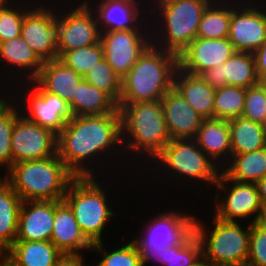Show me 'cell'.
<instances>
[{"label": "cell", "mask_w": 266, "mask_h": 266, "mask_svg": "<svg viewBox=\"0 0 266 266\" xmlns=\"http://www.w3.org/2000/svg\"><path fill=\"white\" fill-rule=\"evenodd\" d=\"M57 155L76 177H108L110 168H113L111 177H118L125 168L124 175L129 179L136 171L128 165L123 150L119 109L103 115L74 116L57 135Z\"/></svg>", "instance_id": "obj_1"}, {"label": "cell", "mask_w": 266, "mask_h": 266, "mask_svg": "<svg viewBox=\"0 0 266 266\" xmlns=\"http://www.w3.org/2000/svg\"><path fill=\"white\" fill-rule=\"evenodd\" d=\"M145 172L150 173L149 177L152 178L151 180L154 181V183H156L155 178H157L159 181L158 183H164V186L161 185V187H168L170 180V186L173 184L172 186L176 188L178 185H180L177 187V190H179V187H181L180 190L184 188L185 190L182 189V192L188 191L190 188V190L194 189V194L195 188L197 187L198 189L199 186V192H202L203 195L204 192L202 190L205 187V195L206 193L208 195L209 193L207 189H213L218 180L221 169L199 148L194 139H171L170 142L163 148V150L152 161H150V163L144 167L140 173H138L137 177L141 176L139 181L141 185H143L142 183H144L145 180L147 181L145 177L146 175L148 176V173L146 174ZM153 172L155 174H153ZM161 174L163 175L164 179H162ZM142 177H144L143 180ZM164 180L165 182H163ZM174 182H177V185ZM186 185L187 187H185ZM200 187L202 188L200 189ZM186 188L188 189L186 190Z\"/></svg>", "instance_id": "obj_2"}, {"label": "cell", "mask_w": 266, "mask_h": 266, "mask_svg": "<svg viewBox=\"0 0 266 266\" xmlns=\"http://www.w3.org/2000/svg\"><path fill=\"white\" fill-rule=\"evenodd\" d=\"M117 105L121 114L123 150L137 175L171 140L165 128L161 100Z\"/></svg>", "instance_id": "obj_3"}, {"label": "cell", "mask_w": 266, "mask_h": 266, "mask_svg": "<svg viewBox=\"0 0 266 266\" xmlns=\"http://www.w3.org/2000/svg\"><path fill=\"white\" fill-rule=\"evenodd\" d=\"M212 0H149L151 44L179 56L196 38Z\"/></svg>", "instance_id": "obj_4"}, {"label": "cell", "mask_w": 266, "mask_h": 266, "mask_svg": "<svg viewBox=\"0 0 266 266\" xmlns=\"http://www.w3.org/2000/svg\"><path fill=\"white\" fill-rule=\"evenodd\" d=\"M100 178L103 180H100ZM105 178L76 177L70 183L63 198L71 208L82 233L92 244L103 241L106 231H108L106 228L109 229V223L113 222V219L115 222L116 217H121L118 208L115 210L114 207L117 203L116 198H114V205L113 200L109 198L114 194L109 192L111 190L112 192L115 191L113 186H116L114 185L116 179L110 181L111 176ZM104 180H107V182ZM106 184L107 186H105Z\"/></svg>", "instance_id": "obj_5"}, {"label": "cell", "mask_w": 266, "mask_h": 266, "mask_svg": "<svg viewBox=\"0 0 266 266\" xmlns=\"http://www.w3.org/2000/svg\"><path fill=\"white\" fill-rule=\"evenodd\" d=\"M178 56L150 44L122 78L119 103L159 101L173 87Z\"/></svg>", "instance_id": "obj_6"}, {"label": "cell", "mask_w": 266, "mask_h": 266, "mask_svg": "<svg viewBox=\"0 0 266 266\" xmlns=\"http://www.w3.org/2000/svg\"><path fill=\"white\" fill-rule=\"evenodd\" d=\"M75 178L57 154L22 161L6 171V182L22 201H61Z\"/></svg>", "instance_id": "obj_7"}, {"label": "cell", "mask_w": 266, "mask_h": 266, "mask_svg": "<svg viewBox=\"0 0 266 266\" xmlns=\"http://www.w3.org/2000/svg\"><path fill=\"white\" fill-rule=\"evenodd\" d=\"M211 217V224L210 221L207 224L200 220L202 218L198 214L194 221V232L200 240L202 255L213 266H246L250 223L226 222L213 215Z\"/></svg>", "instance_id": "obj_8"}, {"label": "cell", "mask_w": 266, "mask_h": 266, "mask_svg": "<svg viewBox=\"0 0 266 266\" xmlns=\"http://www.w3.org/2000/svg\"><path fill=\"white\" fill-rule=\"evenodd\" d=\"M9 91L26 119L56 135L74 117L70 105L65 100L45 91L35 80L14 84Z\"/></svg>", "instance_id": "obj_9"}, {"label": "cell", "mask_w": 266, "mask_h": 266, "mask_svg": "<svg viewBox=\"0 0 266 266\" xmlns=\"http://www.w3.org/2000/svg\"><path fill=\"white\" fill-rule=\"evenodd\" d=\"M213 190L216 192L215 198H211L214 206L210 211L216 218L226 222L245 220L250 224L263 221L266 212L255 183L237 182L220 172Z\"/></svg>", "instance_id": "obj_10"}, {"label": "cell", "mask_w": 266, "mask_h": 266, "mask_svg": "<svg viewBox=\"0 0 266 266\" xmlns=\"http://www.w3.org/2000/svg\"><path fill=\"white\" fill-rule=\"evenodd\" d=\"M178 209L171 208L167 211L165 209L162 212L158 211L155 216L153 214V216L144 219L147 222H142V231H138L140 234L129 237L137 245L141 256L154 248L161 251L164 248L183 244L194 233L195 208L193 212L187 213L186 207L183 209L179 207Z\"/></svg>", "instance_id": "obj_11"}, {"label": "cell", "mask_w": 266, "mask_h": 266, "mask_svg": "<svg viewBox=\"0 0 266 266\" xmlns=\"http://www.w3.org/2000/svg\"><path fill=\"white\" fill-rule=\"evenodd\" d=\"M71 1L57 2L58 58L65 51L100 42L101 31L94 10L85 0Z\"/></svg>", "instance_id": "obj_12"}, {"label": "cell", "mask_w": 266, "mask_h": 266, "mask_svg": "<svg viewBox=\"0 0 266 266\" xmlns=\"http://www.w3.org/2000/svg\"><path fill=\"white\" fill-rule=\"evenodd\" d=\"M100 43L104 59L122 79L151 44L149 16L134 29L102 31Z\"/></svg>", "instance_id": "obj_13"}, {"label": "cell", "mask_w": 266, "mask_h": 266, "mask_svg": "<svg viewBox=\"0 0 266 266\" xmlns=\"http://www.w3.org/2000/svg\"><path fill=\"white\" fill-rule=\"evenodd\" d=\"M265 1L232 0L228 39L236 52L253 54L266 41Z\"/></svg>", "instance_id": "obj_14"}, {"label": "cell", "mask_w": 266, "mask_h": 266, "mask_svg": "<svg viewBox=\"0 0 266 266\" xmlns=\"http://www.w3.org/2000/svg\"><path fill=\"white\" fill-rule=\"evenodd\" d=\"M56 4L57 0H39L22 24L21 37L43 62L58 59Z\"/></svg>", "instance_id": "obj_15"}, {"label": "cell", "mask_w": 266, "mask_h": 266, "mask_svg": "<svg viewBox=\"0 0 266 266\" xmlns=\"http://www.w3.org/2000/svg\"><path fill=\"white\" fill-rule=\"evenodd\" d=\"M42 66L43 61L21 36L0 43V69L5 73L0 70V86L9 89L14 84L33 81Z\"/></svg>", "instance_id": "obj_16"}, {"label": "cell", "mask_w": 266, "mask_h": 266, "mask_svg": "<svg viewBox=\"0 0 266 266\" xmlns=\"http://www.w3.org/2000/svg\"><path fill=\"white\" fill-rule=\"evenodd\" d=\"M11 148L13 164L45 159L57 154V135L21 114L12 131Z\"/></svg>", "instance_id": "obj_17"}, {"label": "cell", "mask_w": 266, "mask_h": 266, "mask_svg": "<svg viewBox=\"0 0 266 266\" xmlns=\"http://www.w3.org/2000/svg\"><path fill=\"white\" fill-rule=\"evenodd\" d=\"M94 10L100 31L137 28L149 16V0H85Z\"/></svg>", "instance_id": "obj_18"}, {"label": "cell", "mask_w": 266, "mask_h": 266, "mask_svg": "<svg viewBox=\"0 0 266 266\" xmlns=\"http://www.w3.org/2000/svg\"><path fill=\"white\" fill-rule=\"evenodd\" d=\"M235 52L228 38L196 37L178 56V65L186 73L200 75L205 70L225 63Z\"/></svg>", "instance_id": "obj_19"}, {"label": "cell", "mask_w": 266, "mask_h": 266, "mask_svg": "<svg viewBox=\"0 0 266 266\" xmlns=\"http://www.w3.org/2000/svg\"><path fill=\"white\" fill-rule=\"evenodd\" d=\"M201 78L212 88L240 86L249 88L259 83L252 53L235 52L225 63L205 70Z\"/></svg>", "instance_id": "obj_20"}, {"label": "cell", "mask_w": 266, "mask_h": 266, "mask_svg": "<svg viewBox=\"0 0 266 266\" xmlns=\"http://www.w3.org/2000/svg\"><path fill=\"white\" fill-rule=\"evenodd\" d=\"M170 139H194L204 118L173 87L161 99Z\"/></svg>", "instance_id": "obj_21"}, {"label": "cell", "mask_w": 266, "mask_h": 266, "mask_svg": "<svg viewBox=\"0 0 266 266\" xmlns=\"http://www.w3.org/2000/svg\"><path fill=\"white\" fill-rule=\"evenodd\" d=\"M50 241L65 255L91 252L92 243L82 233L76 218L64 201H54L53 231Z\"/></svg>", "instance_id": "obj_22"}, {"label": "cell", "mask_w": 266, "mask_h": 266, "mask_svg": "<svg viewBox=\"0 0 266 266\" xmlns=\"http://www.w3.org/2000/svg\"><path fill=\"white\" fill-rule=\"evenodd\" d=\"M53 221L54 201H23L16 241H50Z\"/></svg>", "instance_id": "obj_23"}, {"label": "cell", "mask_w": 266, "mask_h": 266, "mask_svg": "<svg viewBox=\"0 0 266 266\" xmlns=\"http://www.w3.org/2000/svg\"><path fill=\"white\" fill-rule=\"evenodd\" d=\"M194 140L220 169L230 160L232 150L228 120L204 119Z\"/></svg>", "instance_id": "obj_24"}, {"label": "cell", "mask_w": 266, "mask_h": 266, "mask_svg": "<svg viewBox=\"0 0 266 266\" xmlns=\"http://www.w3.org/2000/svg\"><path fill=\"white\" fill-rule=\"evenodd\" d=\"M173 88L204 119L214 118L216 89L207 84L200 75L186 73L178 67L173 77Z\"/></svg>", "instance_id": "obj_25"}, {"label": "cell", "mask_w": 266, "mask_h": 266, "mask_svg": "<svg viewBox=\"0 0 266 266\" xmlns=\"http://www.w3.org/2000/svg\"><path fill=\"white\" fill-rule=\"evenodd\" d=\"M83 77L59 59L43 62L35 81L47 92L57 95L69 105L76 97L77 86Z\"/></svg>", "instance_id": "obj_26"}, {"label": "cell", "mask_w": 266, "mask_h": 266, "mask_svg": "<svg viewBox=\"0 0 266 266\" xmlns=\"http://www.w3.org/2000/svg\"><path fill=\"white\" fill-rule=\"evenodd\" d=\"M202 255V246L195 232L183 243L159 251L148 250L142 256L143 266L150 262L159 266H191Z\"/></svg>", "instance_id": "obj_27"}, {"label": "cell", "mask_w": 266, "mask_h": 266, "mask_svg": "<svg viewBox=\"0 0 266 266\" xmlns=\"http://www.w3.org/2000/svg\"><path fill=\"white\" fill-rule=\"evenodd\" d=\"M221 172L237 182L256 183L266 175V147L243 154H232Z\"/></svg>", "instance_id": "obj_28"}, {"label": "cell", "mask_w": 266, "mask_h": 266, "mask_svg": "<svg viewBox=\"0 0 266 266\" xmlns=\"http://www.w3.org/2000/svg\"><path fill=\"white\" fill-rule=\"evenodd\" d=\"M6 253L20 266H55L63 256L51 241H15Z\"/></svg>", "instance_id": "obj_29"}, {"label": "cell", "mask_w": 266, "mask_h": 266, "mask_svg": "<svg viewBox=\"0 0 266 266\" xmlns=\"http://www.w3.org/2000/svg\"><path fill=\"white\" fill-rule=\"evenodd\" d=\"M22 202L6 181L0 186V252H6L16 241Z\"/></svg>", "instance_id": "obj_30"}, {"label": "cell", "mask_w": 266, "mask_h": 266, "mask_svg": "<svg viewBox=\"0 0 266 266\" xmlns=\"http://www.w3.org/2000/svg\"><path fill=\"white\" fill-rule=\"evenodd\" d=\"M70 108L74 116H91L116 112L118 105L107 93L83 79Z\"/></svg>", "instance_id": "obj_31"}, {"label": "cell", "mask_w": 266, "mask_h": 266, "mask_svg": "<svg viewBox=\"0 0 266 266\" xmlns=\"http://www.w3.org/2000/svg\"><path fill=\"white\" fill-rule=\"evenodd\" d=\"M232 154L250 153L266 147L263 124L243 117L228 120Z\"/></svg>", "instance_id": "obj_32"}, {"label": "cell", "mask_w": 266, "mask_h": 266, "mask_svg": "<svg viewBox=\"0 0 266 266\" xmlns=\"http://www.w3.org/2000/svg\"><path fill=\"white\" fill-rule=\"evenodd\" d=\"M231 14L232 0H212L203 13L196 37L228 38Z\"/></svg>", "instance_id": "obj_33"}, {"label": "cell", "mask_w": 266, "mask_h": 266, "mask_svg": "<svg viewBox=\"0 0 266 266\" xmlns=\"http://www.w3.org/2000/svg\"><path fill=\"white\" fill-rule=\"evenodd\" d=\"M39 0H4L0 5V43L21 36L25 14Z\"/></svg>", "instance_id": "obj_34"}, {"label": "cell", "mask_w": 266, "mask_h": 266, "mask_svg": "<svg viewBox=\"0 0 266 266\" xmlns=\"http://www.w3.org/2000/svg\"><path fill=\"white\" fill-rule=\"evenodd\" d=\"M20 115L18 104L8 95L0 104V169L5 172L13 165L11 138Z\"/></svg>", "instance_id": "obj_35"}, {"label": "cell", "mask_w": 266, "mask_h": 266, "mask_svg": "<svg viewBox=\"0 0 266 266\" xmlns=\"http://www.w3.org/2000/svg\"><path fill=\"white\" fill-rule=\"evenodd\" d=\"M126 241L113 250H107L104 241L94 243L91 251L102 258H98V263H92L91 266H143L142 256L135 242L132 239Z\"/></svg>", "instance_id": "obj_36"}, {"label": "cell", "mask_w": 266, "mask_h": 266, "mask_svg": "<svg viewBox=\"0 0 266 266\" xmlns=\"http://www.w3.org/2000/svg\"><path fill=\"white\" fill-rule=\"evenodd\" d=\"M246 88L224 86L216 89L214 99V118L231 120L242 117L245 106Z\"/></svg>", "instance_id": "obj_37"}, {"label": "cell", "mask_w": 266, "mask_h": 266, "mask_svg": "<svg viewBox=\"0 0 266 266\" xmlns=\"http://www.w3.org/2000/svg\"><path fill=\"white\" fill-rule=\"evenodd\" d=\"M83 79L94 87L107 93L117 104L120 100L122 79L109 63L102 59L91 68Z\"/></svg>", "instance_id": "obj_38"}, {"label": "cell", "mask_w": 266, "mask_h": 266, "mask_svg": "<svg viewBox=\"0 0 266 266\" xmlns=\"http://www.w3.org/2000/svg\"><path fill=\"white\" fill-rule=\"evenodd\" d=\"M66 66L73 68L82 77L99 61L104 59L101 43L65 51L59 58Z\"/></svg>", "instance_id": "obj_39"}, {"label": "cell", "mask_w": 266, "mask_h": 266, "mask_svg": "<svg viewBox=\"0 0 266 266\" xmlns=\"http://www.w3.org/2000/svg\"><path fill=\"white\" fill-rule=\"evenodd\" d=\"M242 117L264 124L266 120V83L246 88L245 106Z\"/></svg>", "instance_id": "obj_40"}, {"label": "cell", "mask_w": 266, "mask_h": 266, "mask_svg": "<svg viewBox=\"0 0 266 266\" xmlns=\"http://www.w3.org/2000/svg\"><path fill=\"white\" fill-rule=\"evenodd\" d=\"M246 266H266V223L250 224L249 252Z\"/></svg>", "instance_id": "obj_41"}, {"label": "cell", "mask_w": 266, "mask_h": 266, "mask_svg": "<svg viewBox=\"0 0 266 266\" xmlns=\"http://www.w3.org/2000/svg\"><path fill=\"white\" fill-rule=\"evenodd\" d=\"M256 74L259 82L266 83V41L254 53Z\"/></svg>", "instance_id": "obj_42"}, {"label": "cell", "mask_w": 266, "mask_h": 266, "mask_svg": "<svg viewBox=\"0 0 266 266\" xmlns=\"http://www.w3.org/2000/svg\"><path fill=\"white\" fill-rule=\"evenodd\" d=\"M84 255H65L57 261L55 266H91V263H87L84 259ZM86 263V264H85Z\"/></svg>", "instance_id": "obj_43"}, {"label": "cell", "mask_w": 266, "mask_h": 266, "mask_svg": "<svg viewBox=\"0 0 266 266\" xmlns=\"http://www.w3.org/2000/svg\"><path fill=\"white\" fill-rule=\"evenodd\" d=\"M257 191L262 203V206L266 212V175L256 183Z\"/></svg>", "instance_id": "obj_44"}, {"label": "cell", "mask_w": 266, "mask_h": 266, "mask_svg": "<svg viewBox=\"0 0 266 266\" xmlns=\"http://www.w3.org/2000/svg\"><path fill=\"white\" fill-rule=\"evenodd\" d=\"M0 266H20L6 252H0Z\"/></svg>", "instance_id": "obj_45"}, {"label": "cell", "mask_w": 266, "mask_h": 266, "mask_svg": "<svg viewBox=\"0 0 266 266\" xmlns=\"http://www.w3.org/2000/svg\"><path fill=\"white\" fill-rule=\"evenodd\" d=\"M191 266H213L203 255H201Z\"/></svg>", "instance_id": "obj_46"}, {"label": "cell", "mask_w": 266, "mask_h": 266, "mask_svg": "<svg viewBox=\"0 0 266 266\" xmlns=\"http://www.w3.org/2000/svg\"><path fill=\"white\" fill-rule=\"evenodd\" d=\"M9 94H10V91L8 88H4L0 86V104L8 97L7 95Z\"/></svg>", "instance_id": "obj_47"}, {"label": "cell", "mask_w": 266, "mask_h": 266, "mask_svg": "<svg viewBox=\"0 0 266 266\" xmlns=\"http://www.w3.org/2000/svg\"><path fill=\"white\" fill-rule=\"evenodd\" d=\"M1 170V169H0ZM3 172H4V174H3ZM1 173H2V175H1ZM4 175V176H3ZM6 181V172L5 171H3V170H1L0 171V186L4 183Z\"/></svg>", "instance_id": "obj_48"}, {"label": "cell", "mask_w": 266, "mask_h": 266, "mask_svg": "<svg viewBox=\"0 0 266 266\" xmlns=\"http://www.w3.org/2000/svg\"><path fill=\"white\" fill-rule=\"evenodd\" d=\"M263 221L266 223V213L264 215Z\"/></svg>", "instance_id": "obj_49"}, {"label": "cell", "mask_w": 266, "mask_h": 266, "mask_svg": "<svg viewBox=\"0 0 266 266\" xmlns=\"http://www.w3.org/2000/svg\"><path fill=\"white\" fill-rule=\"evenodd\" d=\"M264 128H265V131H266V120H265V123L263 124Z\"/></svg>", "instance_id": "obj_50"}]
</instances>
